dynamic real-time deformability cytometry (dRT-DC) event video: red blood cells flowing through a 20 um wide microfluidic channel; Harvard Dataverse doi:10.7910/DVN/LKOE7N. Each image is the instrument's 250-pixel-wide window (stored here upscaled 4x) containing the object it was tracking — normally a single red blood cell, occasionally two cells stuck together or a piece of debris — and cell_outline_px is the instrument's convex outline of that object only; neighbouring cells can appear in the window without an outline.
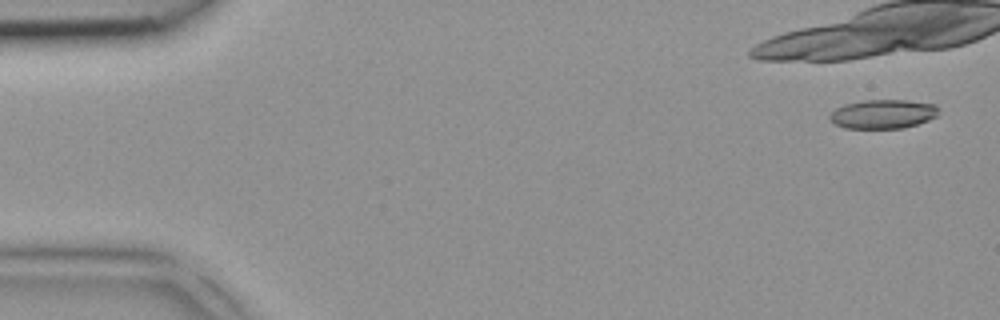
{"species": "common noctule bat (a hibernating species)", "species_latin": "Nyctalus noctula", "temperature_condition": "room temperature", "stored_images_in_passage": 4, "camera_frame_rate_fps": 3000, "um_per_image_px": 0.085, "animal": {"sex": "female", "body_mass_g": 18.4}, "frame": {"image": 1, "passage_image": 1, "time_ms": 0.0, "image_size_px": [1000, 320], "cell_outline_px": [[936, 116], [928, 120], [904, 128], [844, 128], [828, 120], [828, 116], [836, 108], [844, 104], [864, 100], [904, 100], [936, 104]], "centroid_in_image_um": [75.0, 9.69], "position_along_channel_um": 10.0, "area_um2": 18.32}}